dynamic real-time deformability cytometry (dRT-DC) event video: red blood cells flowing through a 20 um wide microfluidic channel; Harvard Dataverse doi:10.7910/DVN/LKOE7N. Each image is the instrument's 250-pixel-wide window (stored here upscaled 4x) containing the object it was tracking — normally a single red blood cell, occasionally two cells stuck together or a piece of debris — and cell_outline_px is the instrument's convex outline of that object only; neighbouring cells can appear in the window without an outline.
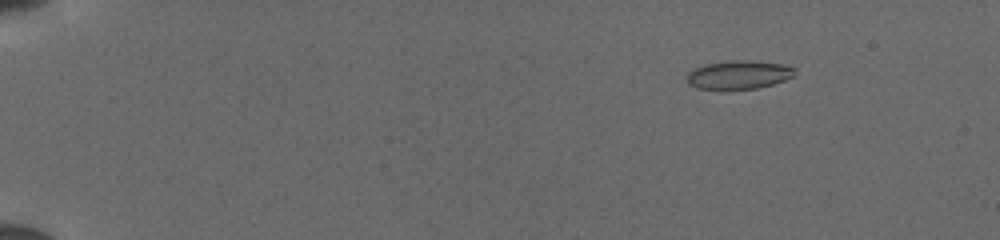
{"species": "common noctule bat (a hibernating species)", "species_latin": "Nyctalus noctula", "temperature_condition": "cold", "stored_images_in_passage": 52, "camera_frame_rate_fps": 3000, "um_per_image_px": 0.085, "animal": {"sex": "female", "body_mass_g": 19.5, "forearm_length_mm": 54.1}, "frame": {"image": 1, "passage_image": 8, "time_ms": 2.333, "image_size_px": [1000, 240], "cell_outline_px": [[796, 68], [792, 76], [784, 80], [772, 84], [756, 88], [696, 88], [688, 84], [688, 72], [704, 64], [728, 60], [752, 60], [784, 64]], "centroid_in_image_um": [62.8, 6.32], "position_along_channel_um": 22.2, "area_um2": 17.69}}
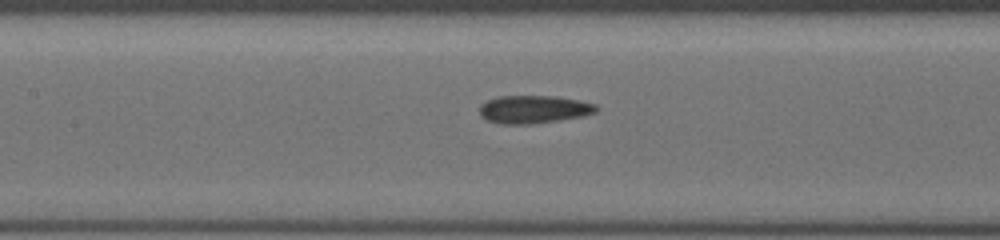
{"frame": {"image": 2, "passage_image": 27, "time_ms": 8.667, "image_size_px": [1000, 240], "cell_outline_px": [[600, 108], [596, 112], [584, 116], [560, 120], [532, 124], [500, 124], [484, 120], [480, 116], [480, 104], [488, 100], [500, 96], [556, 96], [596, 104]], "centroid_in_image_um": [45.36, 9.3], "position_along_channel_um": 162.0, "area_um2": 19.19}}
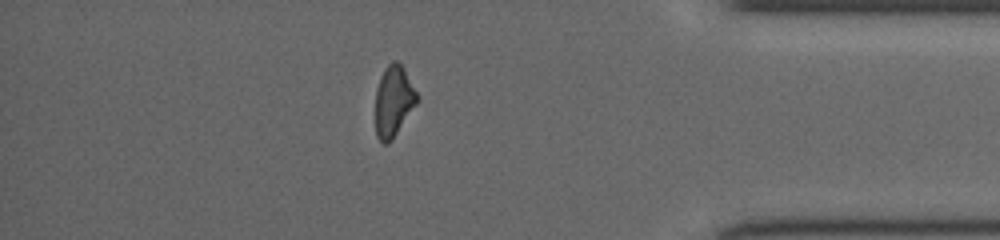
{"frame": {"image": 3, "passage_image": 46, "time_ms": 15.0, "image_size_px": [1000, 240], "cell_outline_px": [[420, 100], [392, 140], [388, 144], [384, 144], [376, 136], [376, 88], [380, 76], [384, 68], [392, 60], [396, 60], [404, 68], [420, 96]], "centroid_in_image_um": [33.48, 8.58], "position_along_channel_um": 401.7, "area_um2": 17.57}}